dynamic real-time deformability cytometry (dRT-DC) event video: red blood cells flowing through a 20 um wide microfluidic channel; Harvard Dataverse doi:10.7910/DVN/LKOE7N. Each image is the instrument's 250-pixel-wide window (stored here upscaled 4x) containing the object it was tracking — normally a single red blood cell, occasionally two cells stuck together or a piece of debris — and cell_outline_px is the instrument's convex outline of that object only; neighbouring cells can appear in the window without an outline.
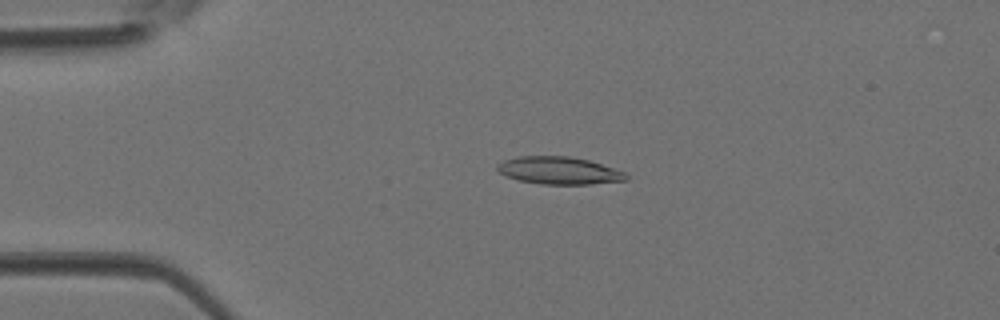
{"species": "Egyptian fruit bat (a non-hibernating species)", "species_latin": "Rousettus aegyptiacus", "temperature_condition": "room temperature", "stored_images_in_passage": 4, "camera_frame_rate_fps": 3000, "um_per_image_px": 0.085, "animal": {"sex": "female"}, "frame": {"image": 1, "passage_image": 2, "time_ms": 0.333, "image_size_px": [1000, 320], "cell_outline_px": [[628, 180], [592, 184], [540, 184], [520, 180], [508, 176], [500, 172], [496, 168], [496, 164], [504, 160], [520, 156], [568, 156], [588, 160], [624, 172], [628, 176]], "centroid_in_image_um": [47.51, 14.5], "position_along_channel_um": 37.5, "area_um2": 20.4}}
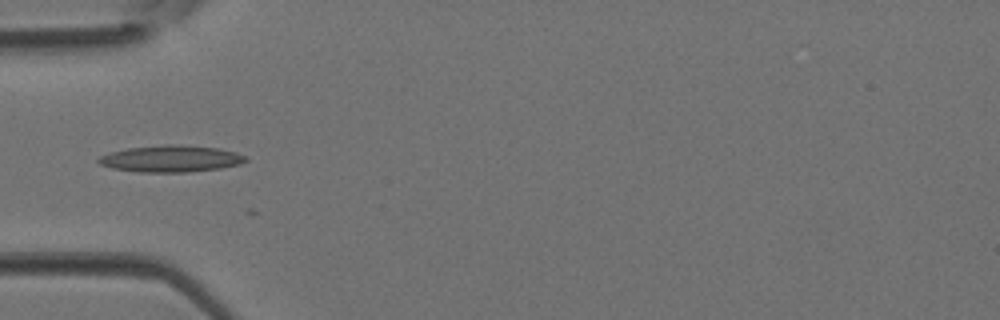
{"frame": {"image": 2, "passage_image": 3, "time_ms": 0.667, "image_size_px": [1000, 320], "cell_outline_px": [[248, 160], [240, 164], [220, 168], [188, 172], [140, 172], [112, 168], [100, 164], [96, 160], [100, 156], [112, 152], [128, 148], [164, 144], [180, 144], [220, 148], [236, 152], [244, 156]], "centroid_in_image_um": [14.54, 13.48], "position_along_channel_um": 70.5, "area_um2": 22.89}}